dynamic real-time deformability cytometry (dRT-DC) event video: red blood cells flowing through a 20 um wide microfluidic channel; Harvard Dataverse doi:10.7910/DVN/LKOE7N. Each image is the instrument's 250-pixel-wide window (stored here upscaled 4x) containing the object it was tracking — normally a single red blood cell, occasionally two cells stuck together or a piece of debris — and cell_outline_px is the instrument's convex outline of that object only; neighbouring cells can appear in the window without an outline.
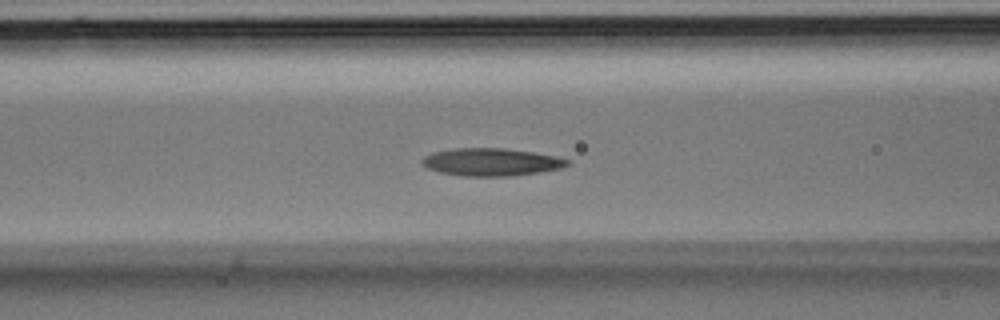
{"species": "Egyptian fruit bat (a non-hibernating species)", "species_latin": "Rousettus aegyptiacus", "temperature_condition": "room temperature", "stored_images_in_passage": 35, "camera_frame_rate_fps": 3000, "um_per_image_px": 0.085, "animal": {"sex": "male"}, "frame": {"image": 1, "passage_image": 14, "time_ms": 4.333, "image_size_px": [1000, 320], "cell_outline_px": [[572, 164], [560, 168], [536, 172], [508, 176], [460, 176], [440, 172], [428, 168], [420, 164], [420, 160], [424, 156], [436, 152], [452, 148], [504, 148], [532, 152], [556, 156], [572, 160]], "centroid_in_image_um": [41.75, 13.77], "position_along_channel_um": 124.8, "area_um2": 23.41}}
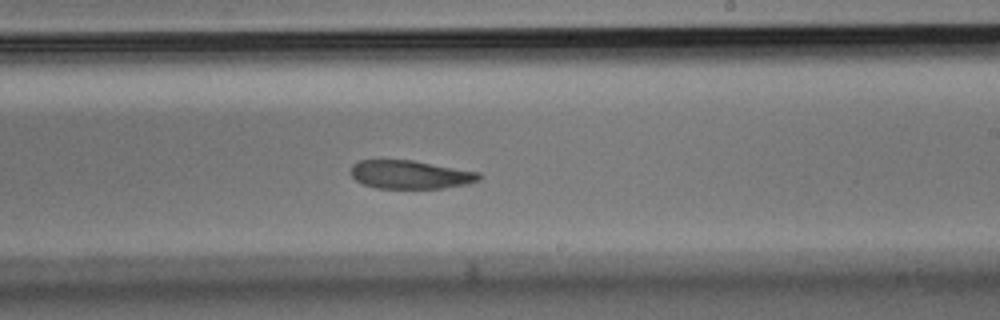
{"frame": {"image": 2, "passage_image": 21, "time_ms": 6.667, "image_size_px": [1000, 320], "cell_outline_px": [[480, 180], [464, 184], [440, 188], [376, 188], [364, 184], [356, 180], [348, 172], [352, 164], [360, 160], [412, 160], [480, 172]], "centroid_in_image_um": [34.82, 14.83], "position_along_channel_um": 254.2, "area_um2": 21.15}}
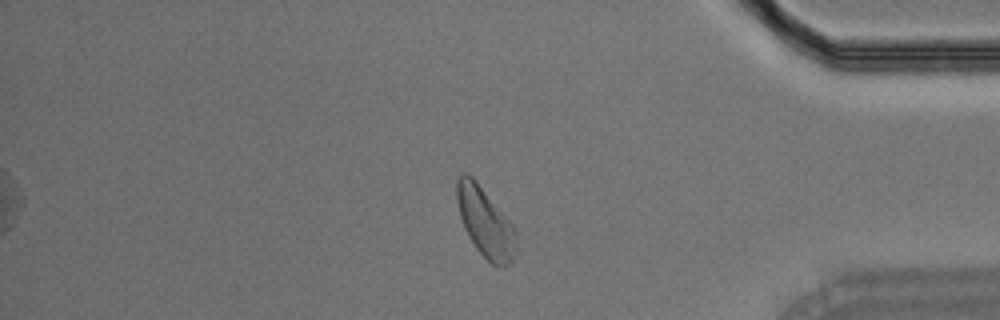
{"frame": {"image": 3, "passage_image": 30, "time_ms": 9.667, "image_size_px": [1000, 320], "cell_outline_px": [[516, 252], [512, 260], [508, 264], [492, 264], [476, 248], [468, 236], [464, 228], [460, 216], [456, 200], [456, 180], [460, 172], [468, 172], [472, 176], [516, 228]], "centroid_in_image_um": [41.22, 18.84], "position_along_channel_um": 394.0, "area_um2": 23.93}}